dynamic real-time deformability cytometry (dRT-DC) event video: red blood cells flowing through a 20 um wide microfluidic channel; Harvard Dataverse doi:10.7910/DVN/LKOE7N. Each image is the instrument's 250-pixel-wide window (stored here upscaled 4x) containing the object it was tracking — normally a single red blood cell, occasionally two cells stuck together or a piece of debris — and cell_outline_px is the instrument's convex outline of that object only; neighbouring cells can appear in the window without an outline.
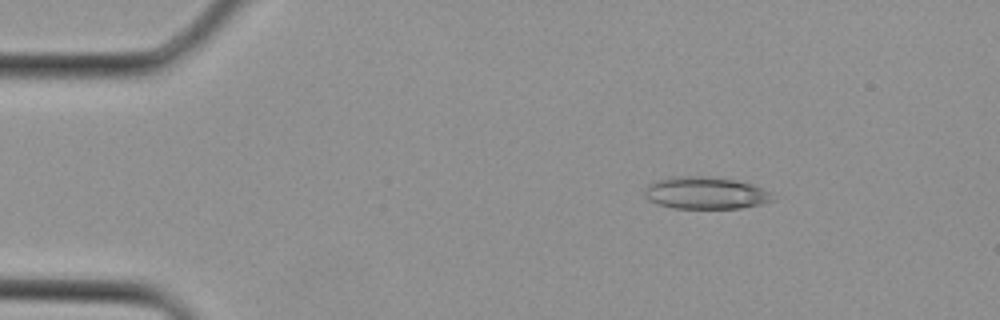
{"species": "Egyptian fruit bat (a non-hibernating species)", "species_latin": "Rousettus aegyptiacus", "temperature_condition": "cold", "stored_images_in_passage": 3, "camera_frame_rate_fps": 3000, "um_per_image_px": 0.085, "animal": {"sex": "female"}, "frame": {"image": 1, "passage_image": 2, "time_ms": 0.333, "image_size_px": [1000, 320], "cell_outline_px": [[772, 200], [760, 204], [740, 208], [672, 208], [648, 200], [644, 196], [644, 188], [648, 184], [656, 180], [672, 176], [708, 176], [736, 180], [752, 184], [768, 192]], "centroid_in_image_um": [59.88, 16.39], "position_along_channel_um": 25.1, "area_um2": 23.87}}